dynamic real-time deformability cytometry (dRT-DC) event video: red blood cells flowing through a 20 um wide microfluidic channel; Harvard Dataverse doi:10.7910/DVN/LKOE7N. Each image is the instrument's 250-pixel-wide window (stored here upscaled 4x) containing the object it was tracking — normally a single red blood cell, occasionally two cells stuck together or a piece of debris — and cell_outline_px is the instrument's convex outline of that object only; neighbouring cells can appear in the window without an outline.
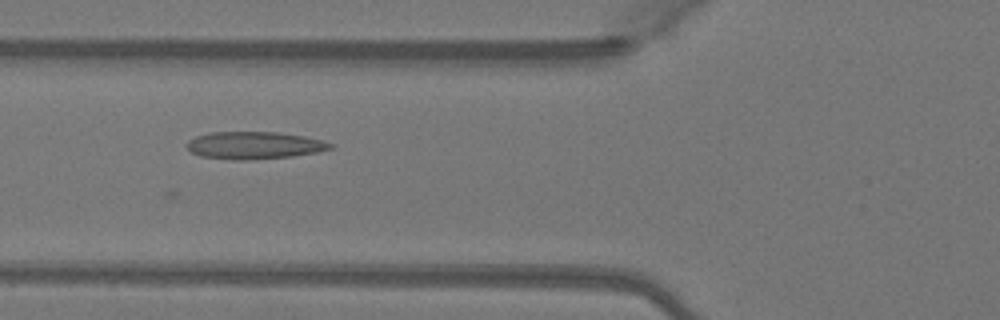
{"species": "Egyptian fruit bat (a non-hibernating species)", "species_latin": "Rousettus aegyptiacus", "temperature_condition": "warm", "stored_images_in_passage": 41, "camera_frame_rate_fps": 3000, "um_per_image_px": 0.085, "animal": {"sex": "female"}, "frame": {"image": 1, "passage_image": 19, "time_ms": 6.0, "image_size_px": [1000, 320], "cell_outline_px": [[332, 148], [316, 152], [292, 156], [244, 160], [232, 160], [200, 156], [192, 152], [188, 148], [188, 140], [196, 136], [208, 132], [280, 132], [304, 136], [324, 140], [332, 144]], "centroid_in_image_um": [21.6, 12.34], "position_along_channel_um": 104.2, "area_um2": 22.83}}
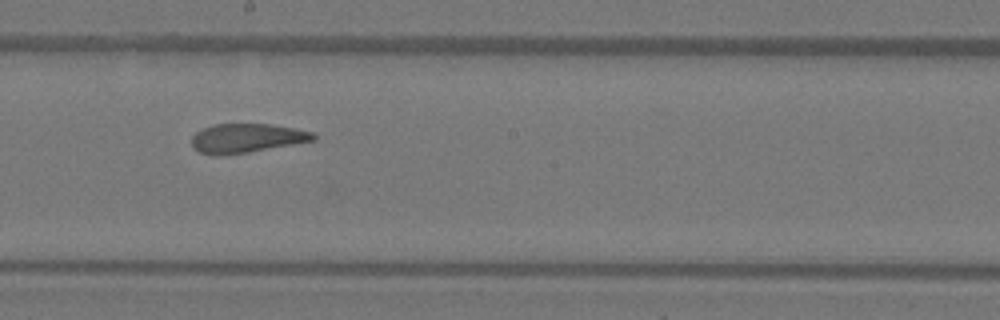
{"frame": {"image": 2, "passage_image": 28, "time_ms": 9.0, "image_size_px": [1000, 320], "cell_outline_px": [[316, 140], [248, 152], [212, 156], [200, 152], [192, 144], [192, 136], [196, 132], [212, 124], [268, 124], [292, 128], [312, 132], [316, 136]], "centroid_in_image_um": [20.94, 11.74], "position_along_channel_um": 227.3, "area_um2": 20.35}}
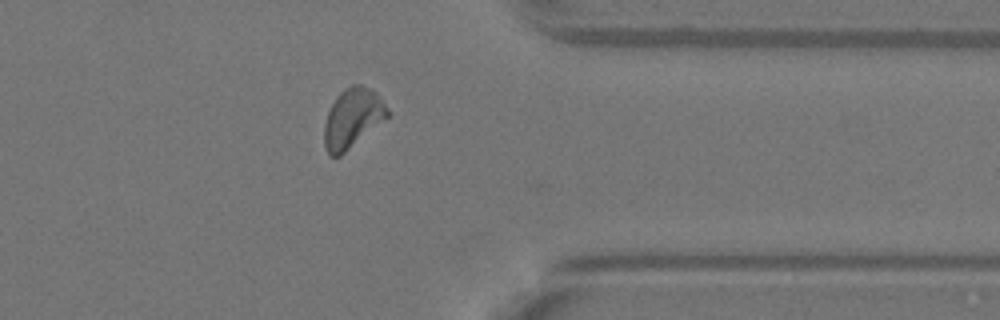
{"frame": {"image": 3, "passage_image": 40, "time_ms": 13.0, "image_size_px": [1000, 320], "cell_outline_px": [[388, 116], [340, 156], [328, 156], [324, 144], [324, 124], [328, 112], [336, 96], [344, 88], [352, 84], [360, 84], [372, 88], [376, 92], [388, 108]], "centroid_in_image_um": [29.94, 10.02], "position_along_channel_um": 381.5, "area_um2": 21.73}, "authors_computed_cell_mechanics": {"area_um2": 21.2704, "velocity_mm_per_s": 4.0734, "shape_relaxation_time_tau1_ms": 0.8748, "shape_relaxation_time_tau2_ms": 2.1237, "deformation_change_tau1": null, "deformation_change_tau2": 0.0651}}